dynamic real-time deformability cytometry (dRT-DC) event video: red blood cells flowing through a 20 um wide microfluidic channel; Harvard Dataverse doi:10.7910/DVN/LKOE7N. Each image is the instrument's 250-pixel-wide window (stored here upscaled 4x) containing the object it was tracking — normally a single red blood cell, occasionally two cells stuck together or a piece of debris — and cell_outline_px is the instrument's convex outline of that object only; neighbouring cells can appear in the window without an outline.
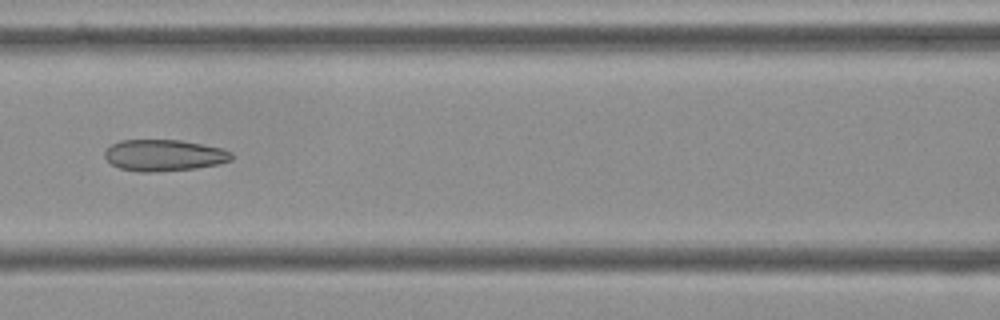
{"species": "Egyptian fruit bat (a non-hibernating species)", "species_latin": "Rousettus aegyptiacus", "temperature_condition": "cold", "stored_images_in_passage": 10, "camera_frame_rate_fps": 3000, "um_per_image_px": 0.085, "frame": {"image": 1, "passage_image": 6, "time_ms": 1.667, "image_size_px": [1000, 320], "cell_outline_px": [[232, 160], [216, 164], [196, 168], [152, 172], [140, 172], [120, 168], [112, 164], [104, 156], [104, 152], [112, 144], [120, 140], [180, 140], [224, 148], [232, 152]], "centroid_in_image_um": [13.95, 13.19], "position_along_channel_um": 152.6, "area_um2": 23.18}}
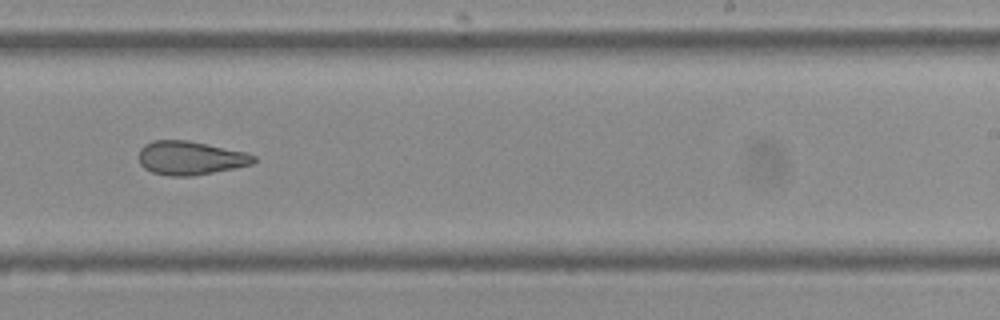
{"frame": {"image": 2, "passage_image": 9, "time_ms": 2.667, "image_size_px": [1000, 320], "cell_outline_px": [[256, 160], [252, 164], [236, 168], [192, 176], [168, 176], [152, 172], [144, 168], [140, 164], [136, 156], [140, 148], [144, 144], [152, 140], [188, 140], [208, 144], [244, 152], [256, 156]], "centroid_in_image_um": [16.12, 13.43], "position_along_channel_um": 272.9, "area_um2": 22.83}}
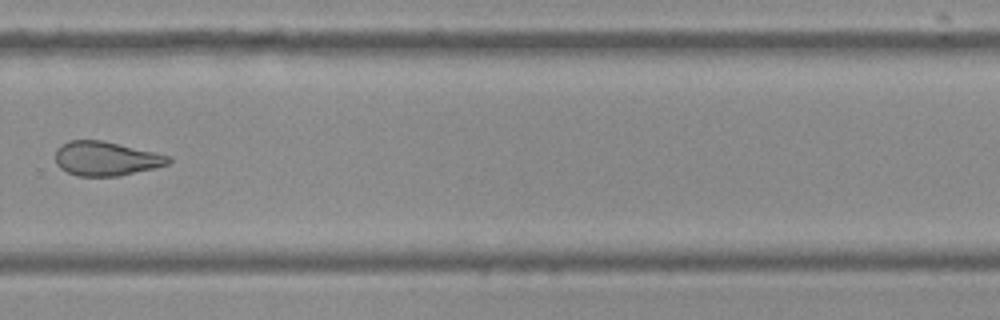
{"frame": {"image": 3, "passage_image": 10, "time_ms": 3.0, "image_size_px": [1000, 320], "cell_outline_px": [[172, 160], [168, 164], [156, 168], [116, 176], [76, 176], [60, 168], [56, 164], [56, 148], [60, 144], [68, 140], [100, 140], [172, 156]], "centroid_in_image_um": [8.99, 13.48], "position_along_channel_um": 320.8, "area_um2": 22.54}}